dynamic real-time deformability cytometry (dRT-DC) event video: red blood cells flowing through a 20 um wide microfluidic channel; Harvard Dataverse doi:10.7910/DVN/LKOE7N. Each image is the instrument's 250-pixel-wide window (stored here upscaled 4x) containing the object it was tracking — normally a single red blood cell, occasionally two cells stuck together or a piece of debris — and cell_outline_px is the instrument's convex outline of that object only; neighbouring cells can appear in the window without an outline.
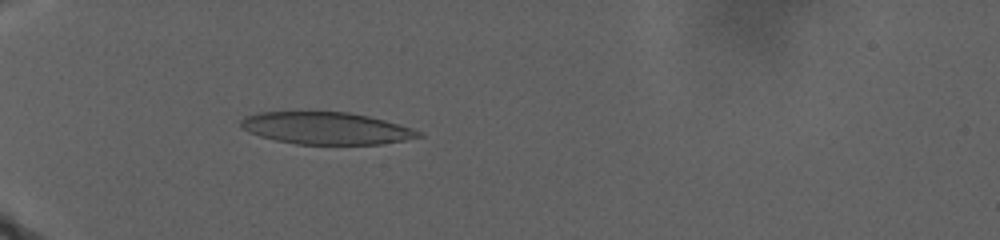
{"species": "human", "species_latin": "Homo sapiens", "temperature_condition": "warm", "stored_images_in_passage": 108, "camera_frame_rate_fps": 3000, "um_per_image_px": 0.085, "donor": {"sex": "male"}, "frame": {"image": 1, "passage_image": 46, "time_ms": 13.0, "image_size_px": [1000, 240], "cell_outline_px": [[424, 136], [404, 140], [380, 144], [296, 144], [276, 140], [260, 136], [248, 132], [240, 128], [240, 120], [244, 116], [256, 112], [308, 108], [348, 112], [368, 116], [384, 120], [412, 128], [424, 132]], "centroid_in_image_um": [27.63, 10.84], "position_along_channel_um": 57.4, "area_um2": 34.68}}
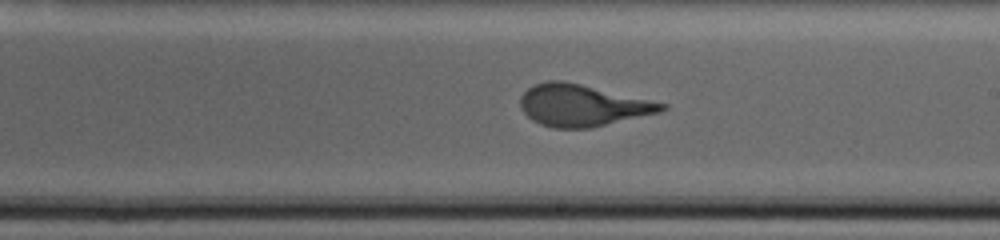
{"frame": {"image": 2, "passage_image": 73, "time_ms": 23.0, "image_size_px": [1000, 240], "cell_outline_px": [[668, 108], [660, 112], [592, 128], [552, 128], [540, 124], [532, 120], [520, 108], [520, 96], [528, 88], [536, 84], [548, 80], [564, 80], [668, 104]], "centroid_in_image_um": [49.49, 8.96], "position_along_channel_um": 239.5, "area_um2": 34.39}}
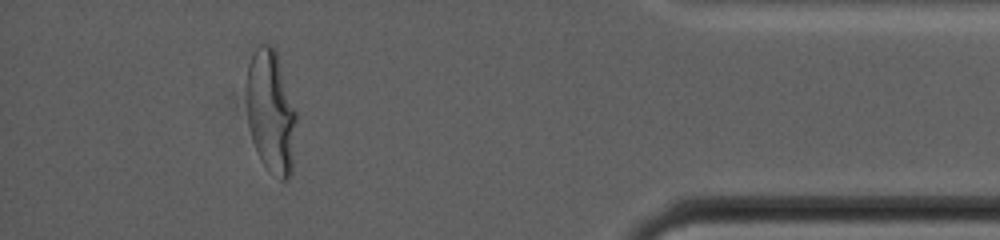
{"frame": {"image": 3, "passage_image": 100, "time_ms": 33.0, "image_size_px": [1000, 240], "cell_outline_px": [[296, 120], [292, 172], [284, 180], [280, 180], [268, 172], [260, 160], [252, 140], [248, 124], [248, 64], [256, 48], [260, 44], [268, 44], [276, 48], [296, 112]], "centroid_in_image_um": [23.04, 9.53], "position_along_channel_um": 412.2, "area_um2": 35.6}}